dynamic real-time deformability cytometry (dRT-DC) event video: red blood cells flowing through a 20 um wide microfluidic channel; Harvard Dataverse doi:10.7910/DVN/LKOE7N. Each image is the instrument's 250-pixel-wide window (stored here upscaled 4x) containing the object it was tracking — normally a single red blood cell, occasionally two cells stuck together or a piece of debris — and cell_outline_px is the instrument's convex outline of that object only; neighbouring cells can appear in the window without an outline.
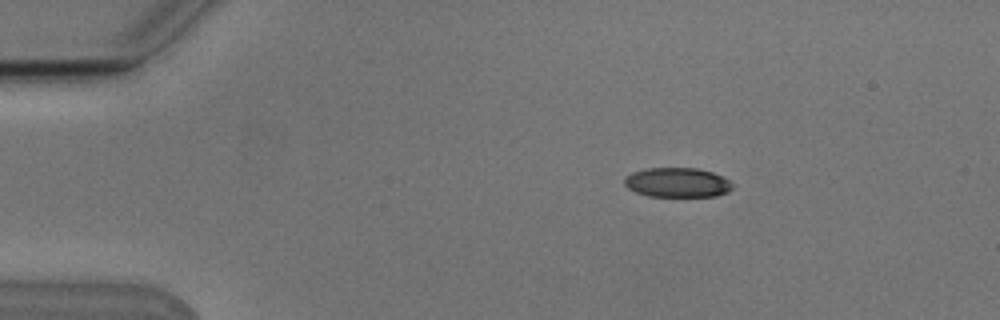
{"species": "Egyptian fruit bat (a non-hibernating species)", "species_latin": "Rousettus aegyptiacus", "temperature_condition": "cold", "stored_images_in_passage": 4, "camera_frame_rate_fps": 3000, "um_per_image_px": 0.085, "animal": {"sex": "male"}, "frame": {"image": 1, "passage_image": 3, "time_ms": 0.667, "image_size_px": [1000, 320], "cell_outline_px": [[732, 188], [728, 192], [716, 196], [648, 196], [636, 192], [628, 188], [624, 184], [624, 176], [632, 172], [648, 168], [696, 168], [712, 172], [728, 180], [732, 184]], "centroid_in_image_um": [57.54, 15.51], "position_along_channel_um": 27.5, "area_um2": 18.55}}